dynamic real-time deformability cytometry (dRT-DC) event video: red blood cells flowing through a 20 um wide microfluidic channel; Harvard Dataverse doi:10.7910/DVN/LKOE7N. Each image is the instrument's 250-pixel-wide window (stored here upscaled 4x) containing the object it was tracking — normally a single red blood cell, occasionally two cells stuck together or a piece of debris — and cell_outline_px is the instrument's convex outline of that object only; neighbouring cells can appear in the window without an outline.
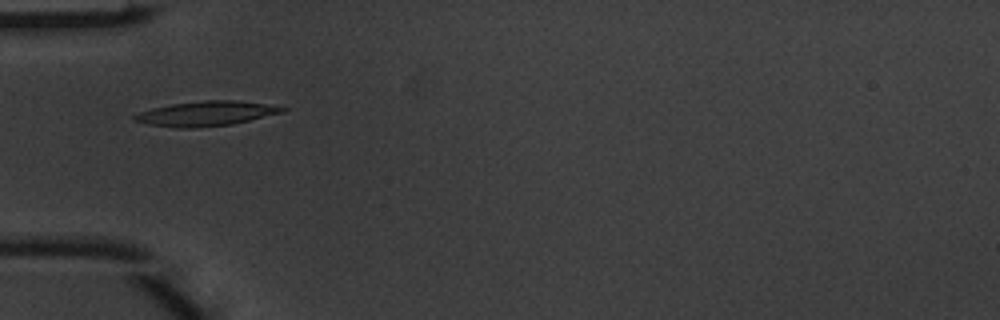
{"species": "common noctule bat (a hibernating species)", "species_latin": "Nyctalus noctula", "temperature_condition": "warm", "stored_images_in_passage": 1, "camera_frame_rate_fps": 3000, "um_per_image_px": 0.085, "animal": {"sex": "male", "body_mass_g": 20.1, "forearm_length_mm": 53.5}, "frame": {"image": 1, "passage_image": 1, "time_ms": 0.0, "image_size_px": [1000, 320], "cell_outline_px": [[288, 108], [284, 112], [232, 124], [196, 128], [176, 128], [148, 124], [132, 120], [132, 116], [140, 112], [152, 108], [172, 104], [204, 100], [236, 100], [264, 104]], "centroid_in_image_um": [17.48, 9.66], "position_along_channel_um": 67.5, "area_um2": 21.21}}